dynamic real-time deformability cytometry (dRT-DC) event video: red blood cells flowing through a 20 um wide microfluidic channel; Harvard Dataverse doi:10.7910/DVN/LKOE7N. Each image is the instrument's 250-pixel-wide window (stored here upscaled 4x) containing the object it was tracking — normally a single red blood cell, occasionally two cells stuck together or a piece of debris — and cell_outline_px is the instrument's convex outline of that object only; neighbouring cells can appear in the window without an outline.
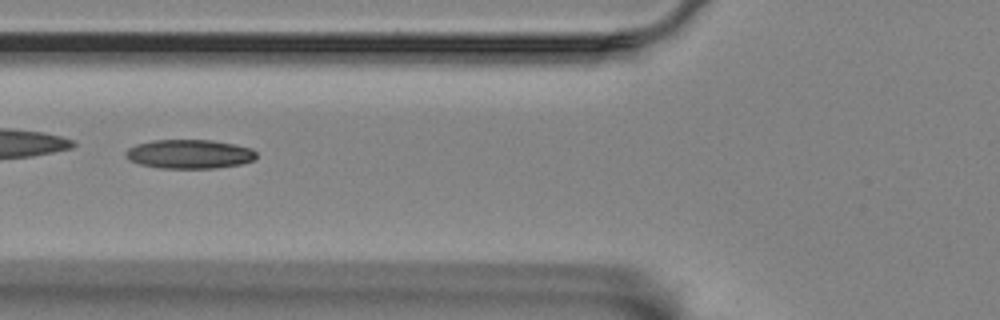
{"species": "Egyptian fruit bat (a non-hibernating species)", "species_latin": "Rousettus aegyptiacus", "temperature_condition": "room temperature", "stored_images_in_passage": 14, "camera_frame_rate_fps": 3000, "um_per_image_px": 0.085, "animal": {"sex": "female"}, "frame": {"image": 1, "passage_image": 5, "time_ms": 1.333, "image_size_px": [1000, 320], "cell_outline_px": [[256, 156], [252, 160], [240, 164], [216, 168], [160, 168], [140, 164], [124, 156], [124, 152], [128, 148], [136, 144], [152, 140], [212, 140], [236, 144], [252, 148], [256, 152]], "centroid_in_image_um": [16.09, 13.08], "position_along_channel_um": 109.7, "area_um2": 22.14}}